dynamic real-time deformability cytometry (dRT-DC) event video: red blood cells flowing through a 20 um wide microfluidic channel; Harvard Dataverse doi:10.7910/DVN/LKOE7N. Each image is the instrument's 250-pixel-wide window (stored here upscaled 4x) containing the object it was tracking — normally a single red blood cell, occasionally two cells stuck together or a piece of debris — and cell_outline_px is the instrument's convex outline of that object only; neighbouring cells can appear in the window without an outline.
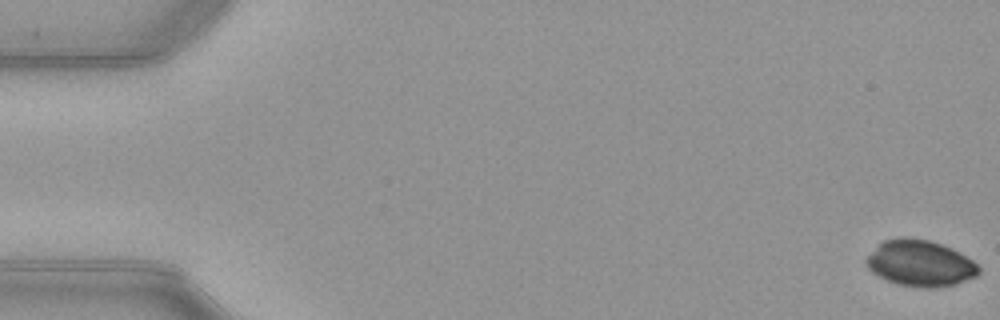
{"species": "common noctule bat (a hibernating species)", "species_latin": "Nyctalus noctula", "temperature_condition": "warm", "stored_images_in_passage": 53, "camera_frame_rate_fps": 3000, "um_per_image_px": 0.085, "animal": {"sex": "female", "body_mass_g": 21.9}, "frame": {"image": 1, "passage_image": 1, "time_ms": 0.0, "image_size_px": [1000, 320], "cell_outline_px": [[980, 272], [976, 276], [956, 284], [936, 288], [924, 288], [896, 284], [872, 272], [868, 268], [864, 260], [884, 240], [904, 236], [928, 240], [940, 244], [972, 260], [980, 268]], "centroid_in_image_um": [78.2, 22.39], "position_along_channel_um": 6.8, "area_um2": 29.88}}
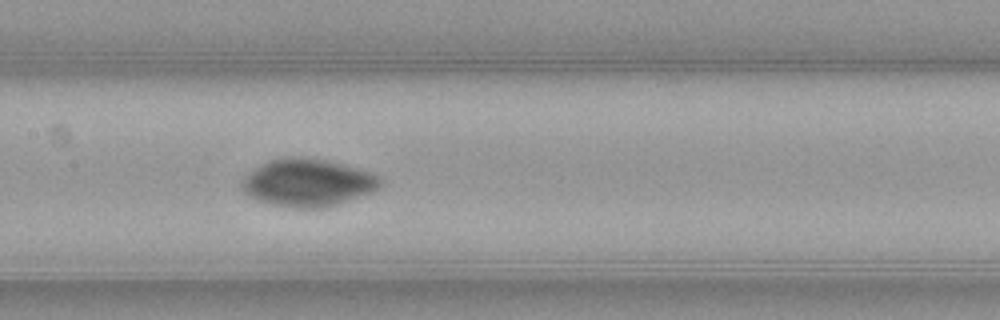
{"frame": {"image": 2, "passage_image": 26, "time_ms": 8.333, "image_size_px": [1000, 320], "cell_outline_px": [[384, 184], [380, 188], [372, 192], [328, 208], [292, 208], [272, 204], [256, 200], [244, 192], [244, 180], [260, 164], [268, 160], [324, 160], [344, 164], [380, 176], [384, 180]], "centroid_in_image_um": [26.26, 15.59], "position_along_channel_um": 181.1, "area_um2": 37.4}}
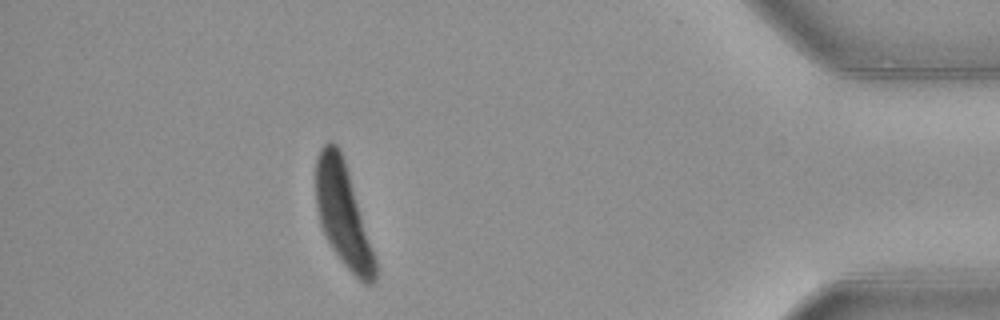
{"frame": {"image": 3, "passage_image": 47, "time_ms": 15.333, "image_size_px": [1000, 320], "cell_outline_px": [[376, 280], [372, 284], [364, 284], [340, 260], [324, 236], [320, 224], [316, 208], [316, 156], [320, 148], [324, 144], [332, 140], [340, 148], [348, 172], [376, 260]], "centroid_in_image_um": [29.12, 18.22], "position_along_channel_um": 406.1, "area_um2": 35.2}}